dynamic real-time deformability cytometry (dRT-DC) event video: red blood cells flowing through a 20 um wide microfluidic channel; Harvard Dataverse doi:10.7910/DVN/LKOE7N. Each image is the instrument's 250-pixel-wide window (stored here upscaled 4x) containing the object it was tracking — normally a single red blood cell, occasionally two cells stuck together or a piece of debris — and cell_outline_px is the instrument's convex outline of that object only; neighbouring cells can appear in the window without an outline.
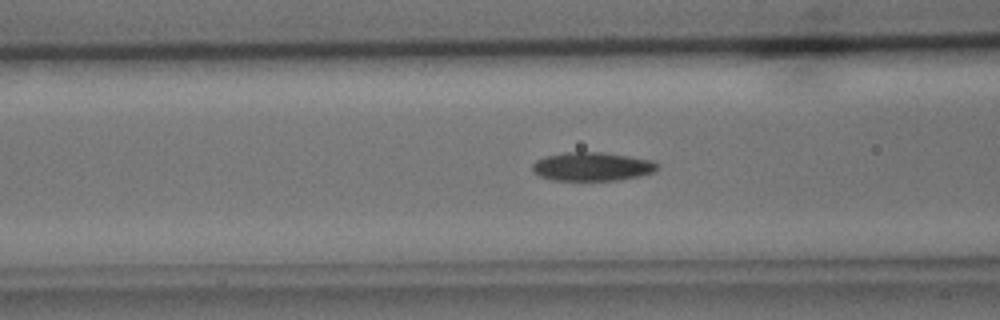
{"species": "common noctule bat (a hibernating species)", "species_latin": "Nyctalus noctula", "temperature_condition": "cold", "stored_images_in_passage": 43, "camera_frame_rate_fps": 3000, "um_per_image_px": 0.085, "animal": {"sex": "male", "body_mass_g": 15.6}, "frame": {"image": 1, "passage_image": 10, "time_ms": 3.0, "image_size_px": [1000, 320], "cell_outline_px": [[660, 164], [652, 172], [640, 176], [620, 180], [552, 180], [540, 176], [532, 172], [532, 164], [536, 160], [544, 156], [564, 152], [604, 152], [652, 160]], "centroid_in_image_um": [50.3, 14.15], "position_along_channel_um": 116.3, "area_um2": 20.98}}
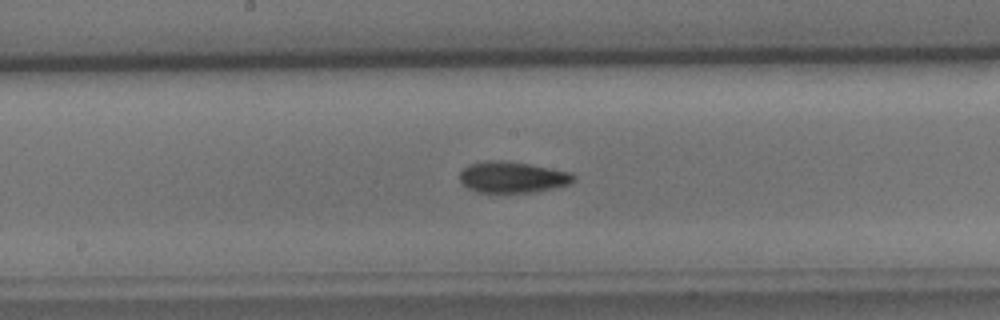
{"frame": {"image": 2, "passage_image": 17, "time_ms": 5.333, "image_size_px": [1000, 320], "cell_outline_px": [[576, 176], [568, 184], [552, 188], [532, 192], [480, 192], [468, 188], [460, 180], [460, 172], [468, 164], [488, 160], [504, 160], [532, 164], [572, 172]], "centroid_in_image_um": [43.56, 15.04], "position_along_channel_um": 204.6, "area_um2": 20.63}}
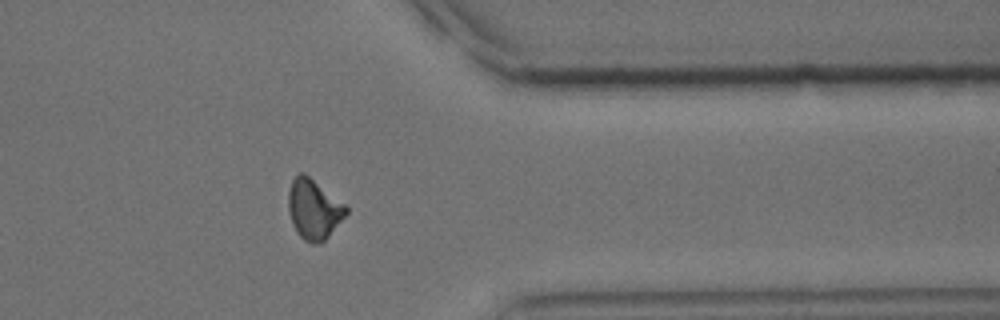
{"frame": {"image": 3, "passage_image": 32, "time_ms": 10.333, "image_size_px": [1000, 320], "cell_outline_px": [[348, 212], [328, 236], [320, 244], [312, 244], [304, 240], [296, 232], [292, 224], [288, 208], [288, 192], [292, 180], [300, 172], [304, 172], [344, 204], [348, 208]], "centroid_in_image_um": [26.64, 17.79], "position_along_channel_um": 384.8, "area_um2": 20.0}, "authors_computed_cell_mechanics": {"area_um2": 20.1722, "velocity_mm_per_s": 3.7693, "shape_relaxation_time_tau1_ms": 5.6108, "shape_relaxation_time_tau2_ms": 3.5146, "deformation_change_tau1": 0.1437, "deformation_change_tau2": 0.0852}}